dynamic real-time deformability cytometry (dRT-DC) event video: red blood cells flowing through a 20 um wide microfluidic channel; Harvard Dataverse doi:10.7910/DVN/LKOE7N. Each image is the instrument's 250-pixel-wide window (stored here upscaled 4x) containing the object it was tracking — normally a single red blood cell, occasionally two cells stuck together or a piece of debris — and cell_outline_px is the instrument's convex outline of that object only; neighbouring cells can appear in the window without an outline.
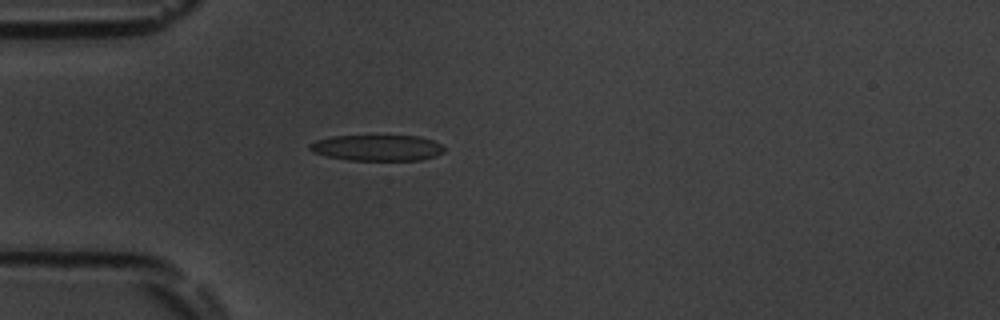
{"species": "common noctule bat (a hibernating species)", "species_latin": "Nyctalus noctula", "temperature_condition": "room temperature", "stored_images_in_passage": 39, "camera_frame_rate_fps": 3000, "um_per_image_px": 0.085, "animal": {"sex": "male", "body_mass_g": 19.5, "forearm_length_mm": 54.6}, "frame": {"image": 1, "passage_image": 1, "time_ms": 0.0, "image_size_px": [1000, 320], "cell_outline_px": [[444, 152], [436, 156], [420, 160], [348, 160], [328, 156], [312, 152], [308, 148], [308, 144], [316, 140], [332, 136], [420, 136], [432, 140], [440, 144], [444, 148]], "centroid_in_image_um": [32.05, 12.56], "position_along_channel_um": 53.0, "area_um2": 20.35}}
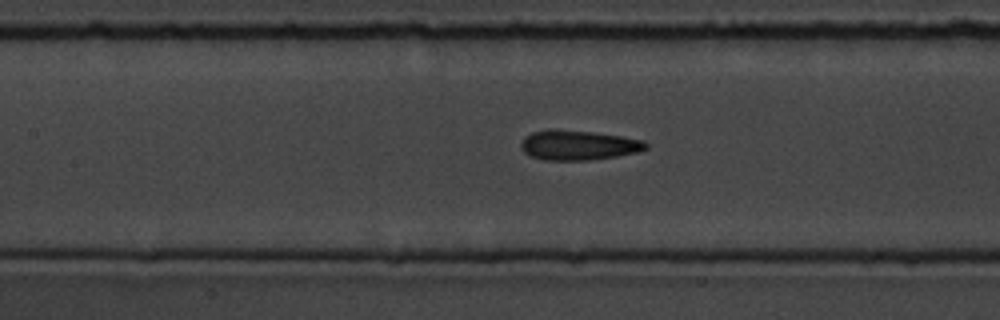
{"frame": {"image": 2, "passage_image": 10, "time_ms": 3.0, "image_size_px": [1000, 320], "cell_outline_px": [[648, 148], [636, 152], [616, 156], [588, 160], [544, 160], [532, 156], [524, 152], [520, 148], [520, 144], [532, 132], [592, 132], [620, 136], [644, 140], [648, 144]], "centroid_in_image_um": [49.23, 12.38], "position_along_channel_um": 158.2, "area_um2": 20.69}}
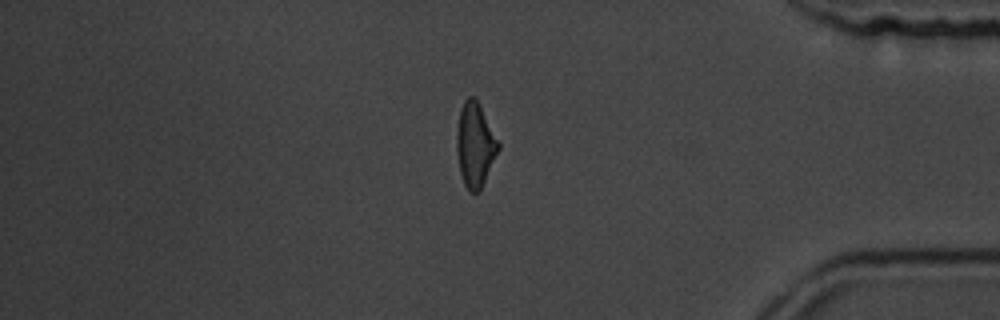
{"frame": {"image": 3, "passage_image": 31, "time_ms": 10.0, "image_size_px": [1000, 320], "cell_outline_px": [[500, 148], [480, 192], [468, 192], [464, 184], [460, 172], [456, 152], [456, 132], [460, 108], [464, 100], [468, 96], [476, 96], [500, 144]], "centroid_in_image_um": [40.37, 12.3], "position_along_channel_um": 394.8, "area_um2": 20.81}, "authors_computed_cell_mechanics": {"area_um2": 20.8658, "velocity_mm_per_s": 3.7967, "shape_relaxation_time_tau1_ms": null, "shape_relaxation_time_tau2_ms": 2.4049, "deformation_change_tau1": null, "deformation_change_tau2": 0.1168}}